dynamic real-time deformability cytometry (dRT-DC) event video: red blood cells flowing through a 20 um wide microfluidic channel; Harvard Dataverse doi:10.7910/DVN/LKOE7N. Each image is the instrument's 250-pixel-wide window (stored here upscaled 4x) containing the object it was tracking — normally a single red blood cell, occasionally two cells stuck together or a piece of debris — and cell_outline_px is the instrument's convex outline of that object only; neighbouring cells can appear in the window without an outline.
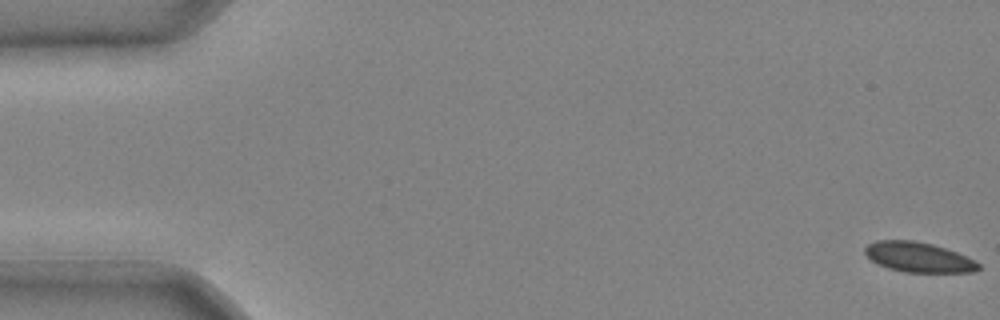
{"species": "common noctule bat (a hibernating species)", "species_latin": "Nyctalus noctula", "temperature_condition": "cold", "stored_images_in_passage": 43, "camera_frame_rate_fps": 3000, "um_per_image_px": 0.085, "animal": {"sex": "male", "body_mass_g": 20.4}, "frame": {"image": 1, "passage_image": 1, "time_ms": 0.0, "image_size_px": [1000, 320], "cell_outline_px": [[980, 268], [972, 272], [904, 272], [888, 268], [872, 260], [864, 252], [864, 248], [868, 244], [876, 240], [912, 240], [932, 244], [956, 252], [980, 264]], "centroid_in_image_um": [78.04, 21.86], "position_along_channel_um": 7.0, "area_um2": 19.54}}
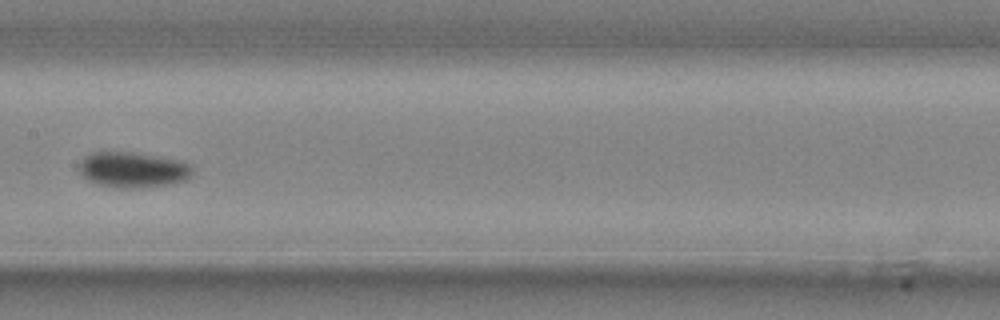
{"frame": {"image": 2, "passage_image": 23, "time_ms": 7.333, "image_size_px": [1000, 320], "cell_outline_px": [[192, 176], [188, 180], [172, 184], [132, 188], [120, 188], [96, 184], [80, 176], [80, 160], [88, 152], [132, 152], [160, 156], [184, 160], [192, 168]], "centroid_in_image_um": [11.3, 14.42], "position_along_channel_um": 196.1, "area_um2": 23.93}}
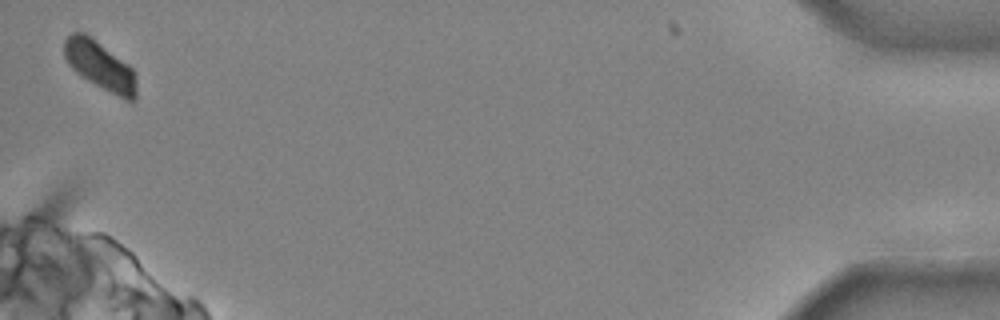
{"frame": {"image": 3, "passage_image": 43, "time_ms": 14.0, "image_size_px": [1000, 320], "cell_outline_px": [[136, 100], [124, 100], [88, 80], [76, 72], [68, 64], [64, 56], [64, 40], [72, 32], [84, 32], [128, 64], [136, 72]], "centroid_in_image_um": [8.51, 5.58], "position_along_channel_um": 426.7, "area_um2": 20.29}}